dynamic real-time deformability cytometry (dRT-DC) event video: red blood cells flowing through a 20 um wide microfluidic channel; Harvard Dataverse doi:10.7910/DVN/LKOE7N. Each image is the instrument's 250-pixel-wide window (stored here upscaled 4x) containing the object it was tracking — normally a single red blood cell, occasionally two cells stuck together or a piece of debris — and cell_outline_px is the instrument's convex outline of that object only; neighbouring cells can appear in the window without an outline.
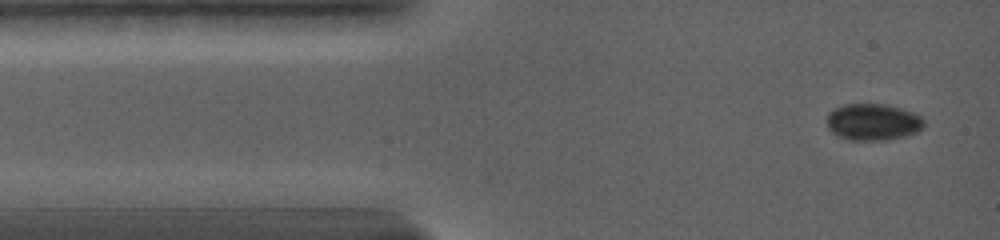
{"species": "common noctule bat (a hibernating species)", "species_latin": "Nyctalus noctula", "temperature_condition": "warm", "stored_images_in_passage": 4, "camera_frame_rate_fps": 5000, "um_per_image_px": 0.085, "animal": {"sex": "female", "body_mass_g": 19.0, "forearm_length_mm": 56.7}, "frame": {"image": 1, "passage_image": 1, "time_ms": 0.0, "image_size_px": [1000, 240], "cell_outline_px": [[924, 128], [916, 132], [904, 136], [888, 140], [848, 140], [836, 136], [828, 128], [828, 112], [832, 108], [844, 104], [888, 104], [912, 112], [920, 116], [924, 120]], "centroid_in_image_um": [74.18, 10.37], "position_along_channel_um": 10.8, "area_um2": 20.98}}
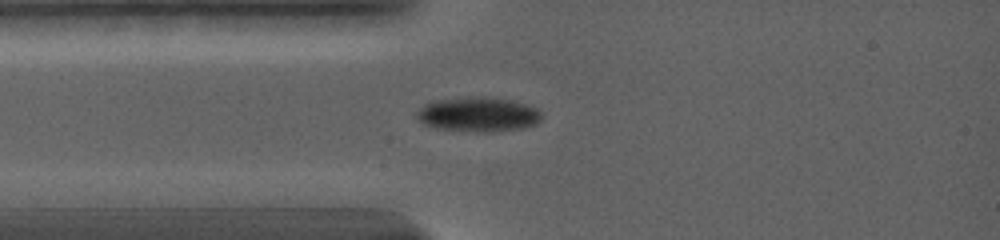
{"frame": {"image": 2, "passage_image": 4, "time_ms": 2.4, "image_size_px": [1000, 240], "cell_outline_px": [[540, 120], [536, 124], [524, 128], [488, 132], [484, 132], [436, 128], [424, 124], [416, 116], [416, 112], [428, 100], [472, 96], [484, 96], [512, 100], [536, 108], [540, 112]], "centroid_in_image_um": [40.61, 9.7], "position_along_channel_um": 44.4, "area_um2": 25.32}}